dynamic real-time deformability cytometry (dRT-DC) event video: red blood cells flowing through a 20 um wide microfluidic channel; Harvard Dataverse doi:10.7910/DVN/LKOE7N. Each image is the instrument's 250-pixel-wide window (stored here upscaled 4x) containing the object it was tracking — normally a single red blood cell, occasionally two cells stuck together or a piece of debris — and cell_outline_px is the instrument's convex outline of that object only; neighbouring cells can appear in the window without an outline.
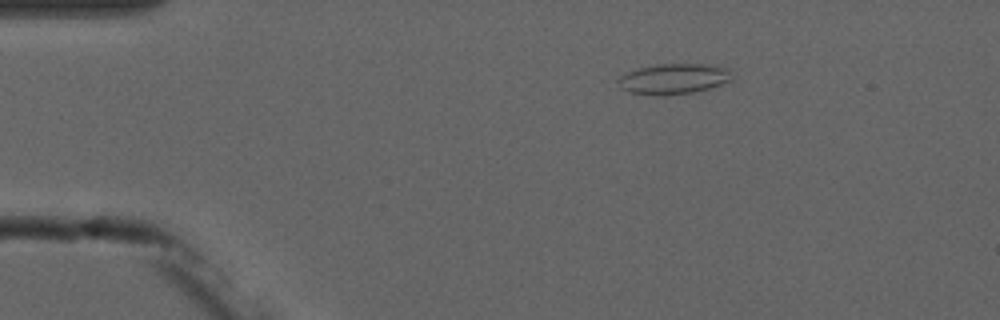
{"species": "common noctule bat (a hibernating species)", "species_latin": "Nyctalus noctula", "temperature_condition": "cold", "stored_images_in_passage": 4, "camera_frame_rate_fps": 3000, "um_per_image_px": 0.085, "animal": {"sex": "male", "forearm_length_mm": 52.5}, "frame": {"image": 1, "passage_image": 2, "time_ms": 1.333, "image_size_px": [1000, 320], "cell_outline_px": [[732, 80], [712, 88], [696, 92], [664, 96], [628, 92], [620, 88], [616, 80], [620, 76], [628, 72], [640, 68], [660, 64], [704, 64], [728, 68]], "centroid_in_image_um": [57.25, 6.72], "position_along_channel_um": 27.7, "area_um2": 20.29}}